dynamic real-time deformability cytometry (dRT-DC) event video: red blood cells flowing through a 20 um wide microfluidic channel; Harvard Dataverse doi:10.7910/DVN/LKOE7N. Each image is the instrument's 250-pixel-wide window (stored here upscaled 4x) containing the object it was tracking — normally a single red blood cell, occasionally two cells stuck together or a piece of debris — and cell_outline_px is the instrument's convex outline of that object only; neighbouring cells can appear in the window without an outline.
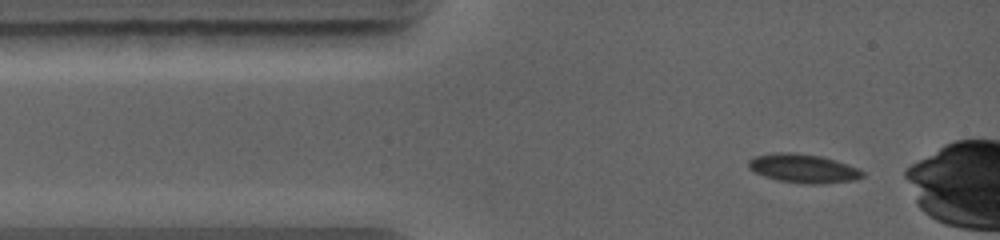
{"species": "common noctule bat (a hibernating species)", "species_latin": "Nyctalus noctula", "temperature_condition": "warm", "stored_images_in_passage": 8, "camera_frame_rate_fps": 5000, "um_per_image_px": 0.085, "animal": {"sex": "female", "body_mass_g": 19.0, "forearm_length_mm": 56.7}, "frame": {"image": 1, "passage_image": 1, "time_ms": 0.0, "image_size_px": [1000, 240], "cell_outline_px": [[864, 176], [856, 180], [824, 184], [800, 184], [776, 180], [764, 176], [748, 168], [748, 160], [752, 156], [772, 152], [792, 152], [824, 156], [848, 164], [864, 172]], "centroid_in_image_um": [68.26, 14.31], "position_along_channel_um": 16.7, "area_um2": 19.59}}
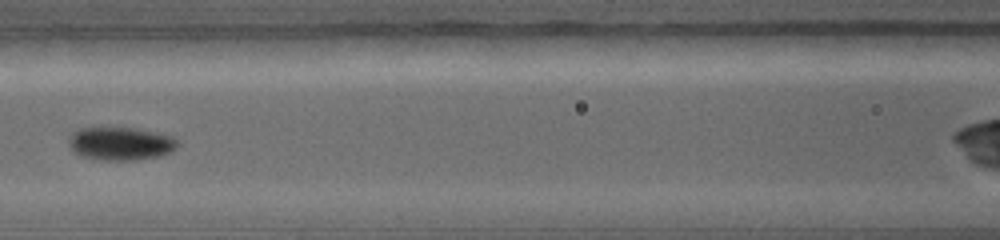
{"frame": {"image": 2, "passage_image": 5, "time_ms": 3.8, "image_size_px": [1000, 240], "cell_outline_px": [[180, 144], [176, 148], [168, 152], [156, 156], [136, 160], [96, 160], [80, 156], [72, 152], [68, 144], [68, 136], [72, 132], [80, 128], [136, 128], [156, 132], [172, 136]], "centroid_in_image_um": [10.18, 12.21], "position_along_channel_um": 156.4, "area_um2": 21.21}}
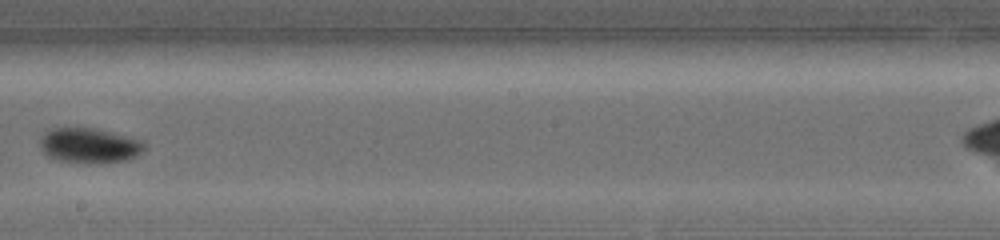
{"frame": {"image": 3, "passage_image": 7, "time_ms": 5.6, "image_size_px": [1000, 240], "cell_outline_px": [[144, 152], [128, 160], [100, 164], [88, 164], [60, 160], [48, 156], [40, 148], [40, 136], [52, 128], [92, 128], [144, 140]], "centroid_in_image_um": [7.62, 12.39], "position_along_channel_um": 240.6, "area_um2": 21.5}}